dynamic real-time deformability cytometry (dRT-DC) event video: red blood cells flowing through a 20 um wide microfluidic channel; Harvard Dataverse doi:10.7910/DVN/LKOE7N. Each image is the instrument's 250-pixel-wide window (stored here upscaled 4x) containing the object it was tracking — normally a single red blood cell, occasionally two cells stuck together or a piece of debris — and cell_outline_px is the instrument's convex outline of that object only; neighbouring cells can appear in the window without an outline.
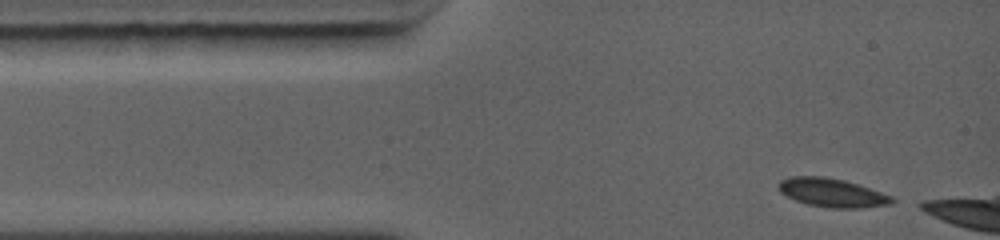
{"species": "common noctule bat (a hibernating species)", "species_latin": "Nyctalus noctula", "temperature_condition": "warm", "stored_images_in_passage": 16, "camera_frame_rate_fps": 5000, "um_per_image_px": 0.085, "animal": {"sex": "female", "body_mass_g": 19.0, "forearm_length_mm": 56.7}, "frame": {"image": 1, "passage_image": 1, "time_ms": 0.0, "image_size_px": [1000, 240], "cell_outline_px": [[896, 200], [892, 204], [860, 208], [832, 208], [808, 204], [796, 200], [780, 192], [780, 180], [788, 176], [824, 176], [844, 180], [892, 196]], "centroid_in_image_um": [70.74, 16.38], "position_along_channel_um": 14.3, "area_um2": 18.73}}
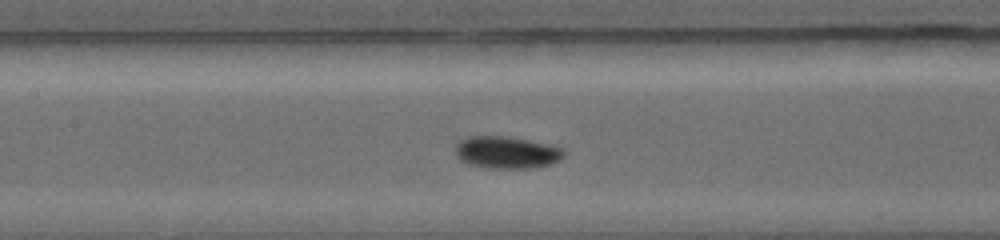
{"frame": {"image": 2, "passage_image": 10, "time_ms": 4.4, "image_size_px": [1000, 240], "cell_outline_px": [[564, 156], [560, 160], [552, 164], [532, 168], [484, 168], [468, 164], [460, 160], [456, 156], [456, 144], [460, 140], [468, 136], [508, 136], [548, 144], [564, 148]], "centroid_in_image_um": [43.06, 12.96], "position_along_channel_um": 164.3, "area_um2": 20.58}}
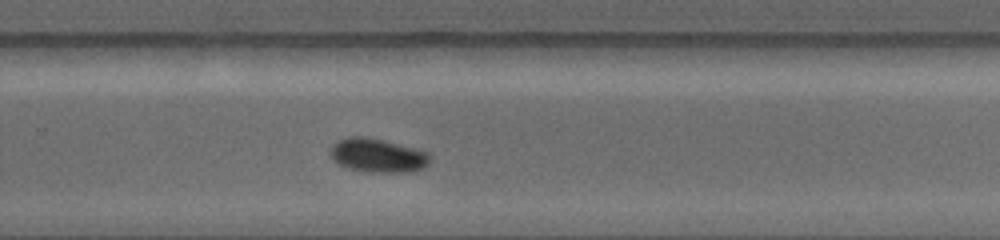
{"frame": {"image": 3, "passage_image": 15, "time_ms": 7.4, "image_size_px": [1000, 240], "cell_outline_px": [[432, 156], [428, 164], [424, 168], [408, 172], [368, 172], [348, 168], [332, 160], [332, 144], [340, 140], [352, 136], [364, 136], [384, 140], [428, 152]], "centroid_in_image_um": [32.14, 13.22], "position_along_channel_um": 297.7, "area_um2": 19.54}}